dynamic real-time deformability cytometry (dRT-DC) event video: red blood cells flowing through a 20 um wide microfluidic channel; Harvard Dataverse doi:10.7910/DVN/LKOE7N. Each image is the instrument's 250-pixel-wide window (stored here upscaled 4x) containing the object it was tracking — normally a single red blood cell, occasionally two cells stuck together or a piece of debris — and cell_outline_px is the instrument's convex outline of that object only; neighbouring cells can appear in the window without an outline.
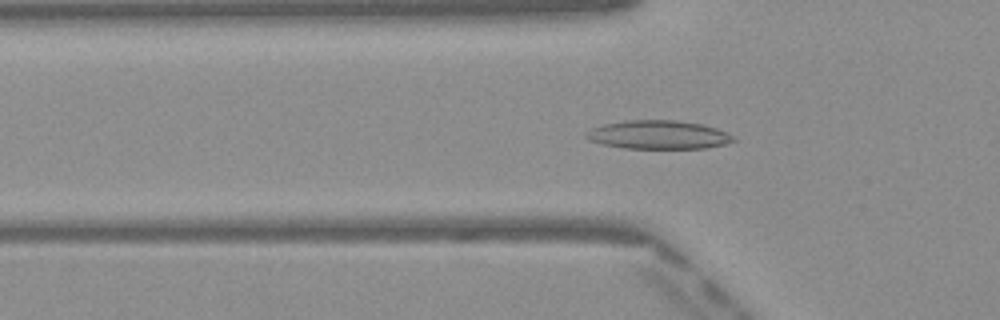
{"species": "Egyptian fruit bat (a non-hibernating species)", "species_latin": "Rousettus aegyptiacus", "temperature_condition": "warm", "stored_images_in_passage": 50, "camera_frame_rate_fps": 3000, "um_per_image_px": 0.085, "frame": {"image": 1, "passage_image": 17, "time_ms": 5.333, "image_size_px": [1000, 320], "cell_outline_px": [[736, 140], [724, 144], [708, 148], [624, 148], [604, 144], [588, 140], [584, 136], [584, 132], [592, 128], [604, 124], [624, 120], [676, 120], [700, 124], [716, 128], [728, 132]], "centroid_in_image_um": [55.94, 11.45], "position_along_channel_um": 69.9, "area_um2": 24.51}}
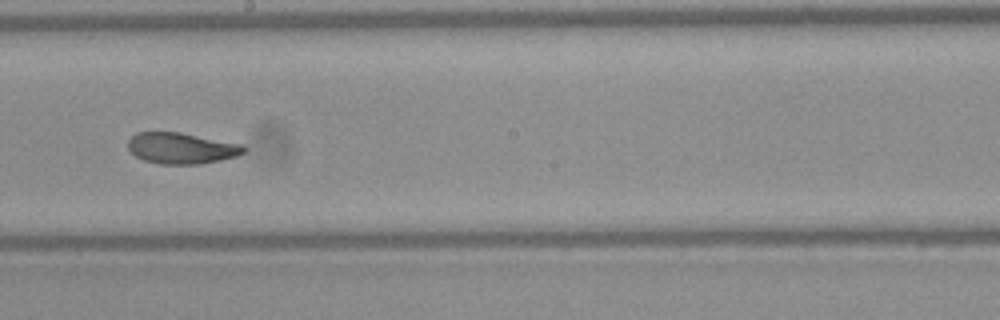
{"frame": {"image": 2, "passage_image": 29, "time_ms": 9.333, "image_size_px": [1000, 320], "cell_outline_px": [[248, 148], [244, 152], [236, 156], [220, 160], [200, 164], [160, 164], [144, 160], [136, 156], [128, 148], [128, 140], [136, 132], [180, 132], [244, 144]], "centroid_in_image_um": [15.45, 12.59], "position_along_channel_um": 232.7, "area_um2": 21.1}}
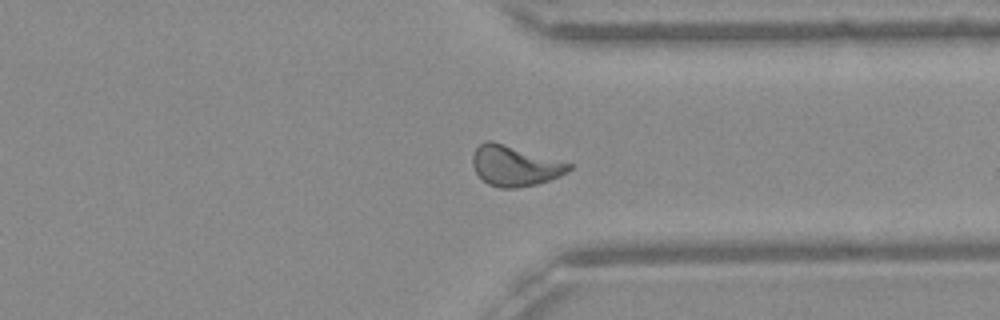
{"frame": {"image": 3, "passage_image": 39, "time_ms": 12.667, "image_size_px": [1000, 320], "cell_outline_px": [[572, 168], [568, 172], [560, 176], [536, 184], [516, 188], [500, 188], [488, 184], [476, 172], [472, 164], [472, 156], [476, 148], [480, 144], [488, 140], [492, 140], [572, 164]], "centroid_in_image_um": [43.75, 14.09], "position_along_channel_um": 367.7, "area_um2": 22.48}, "authors_computed_cell_mechanics": {"area_um2": 22.3108, "velocity_mm_per_s": 4.0614, "shape_relaxation_time_tau1_ms": 6.3804, "shape_relaxation_time_tau2_ms": 1.4123, "deformation_change_tau1": 0.1844, "deformation_change_tau2": 0.0734}}